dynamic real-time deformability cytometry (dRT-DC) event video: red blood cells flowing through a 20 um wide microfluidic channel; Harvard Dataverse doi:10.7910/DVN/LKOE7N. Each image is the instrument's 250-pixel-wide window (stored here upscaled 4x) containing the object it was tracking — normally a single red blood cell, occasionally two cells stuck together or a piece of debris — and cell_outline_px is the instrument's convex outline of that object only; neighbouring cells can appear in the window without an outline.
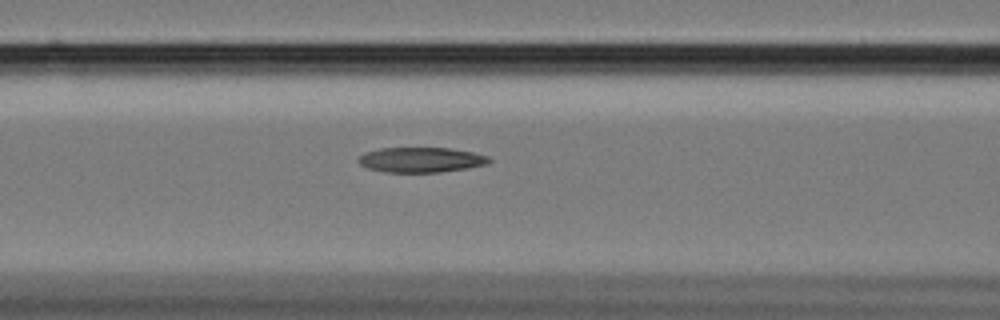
{"species": "Egyptian fruit bat (a non-hibernating species)", "species_latin": "Rousettus aegyptiacus", "temperature_condition": "cold", "stored_images_in_passage": 59, "camera_frame_rate_fps": 3000, "um_per_image_px": 0.085, "animal": {"sex": "female"}, "frame": {"image": 1, "passage_image": 25, "time_ms": 8.0, "image_size_px": [1000, 320], "cell_outline_px": [[492, 160], [488, 164], [468, 168], [440, 172], [384, 172], [368, 168], [360, 164], [356, 160], [364, 152], [380, 148], [448, 148], [472, 152], [488, 156]], "centroid_in_image_um": [35.78, 13.58], "position_along_channel_um": 130.8, "area_um2": 19.13}}
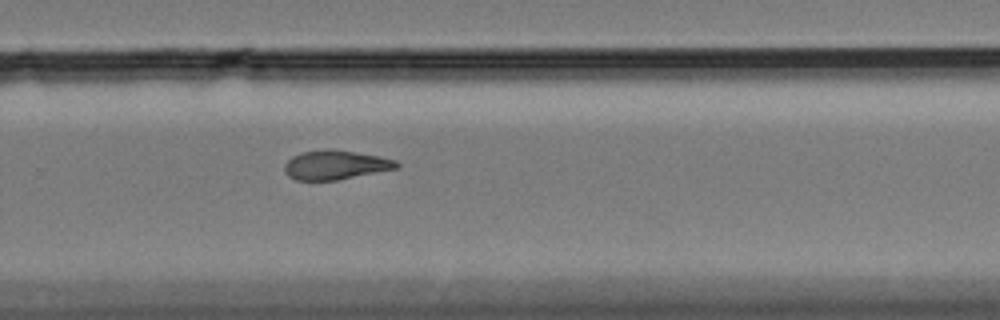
{"frame": {"image": 2, "passage_image": 40, "time_ms": 13.0, "image_size_px": [1000, 320], "cell_outline_px": [[400, 168], [336, 180], [296, 180], [288, 176], [284, 172], [284, 164], [292, 156], [300, 152], [324, 148], [332, 148], [380, 156], [396, 160], [400, 164]], "centroid_in_image_um": [28.51, 14.0], "position_along_channel_um": 301.3, "area_um2": 19.42}}
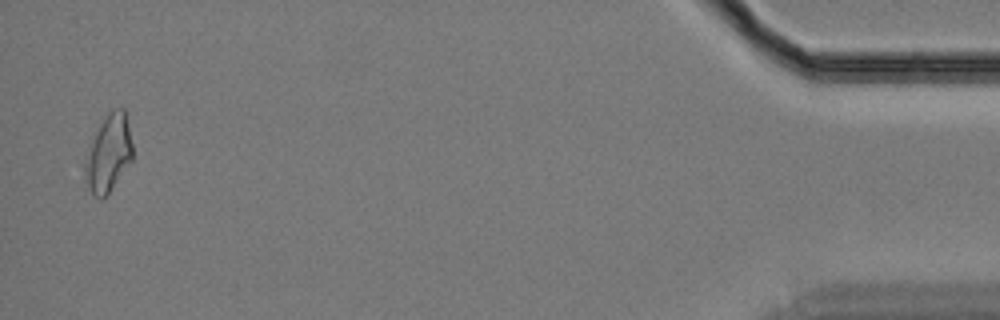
{"frame": {"image": 3, "passage_image": 58, "time_ms": 19.0, "image_size_px": [1000, 320], "cell_outline_px": [[132, 160], [108, 192], [100, 200], [92, 196], [88, 188], [84, 172], [84, 164], [96, 132], [104, 116], [112, 108], [124, 108], [132, 144]], "centroid_in_image_um": [9.22, 13.04], "position_along_channel_um": 426.0, "area_um2": 20.92}, "authors_computed_cell_mechanics": {"area_um2": 19.9988, "velocity_mm_per_s": 3.4119, "shape_relaxation_time_tau1_ms": null, "shape_relaxation_time_tau2_ms": 5.3213, "deformation_change_tau1": null, "deformation_change_tau2": 0.1391}}